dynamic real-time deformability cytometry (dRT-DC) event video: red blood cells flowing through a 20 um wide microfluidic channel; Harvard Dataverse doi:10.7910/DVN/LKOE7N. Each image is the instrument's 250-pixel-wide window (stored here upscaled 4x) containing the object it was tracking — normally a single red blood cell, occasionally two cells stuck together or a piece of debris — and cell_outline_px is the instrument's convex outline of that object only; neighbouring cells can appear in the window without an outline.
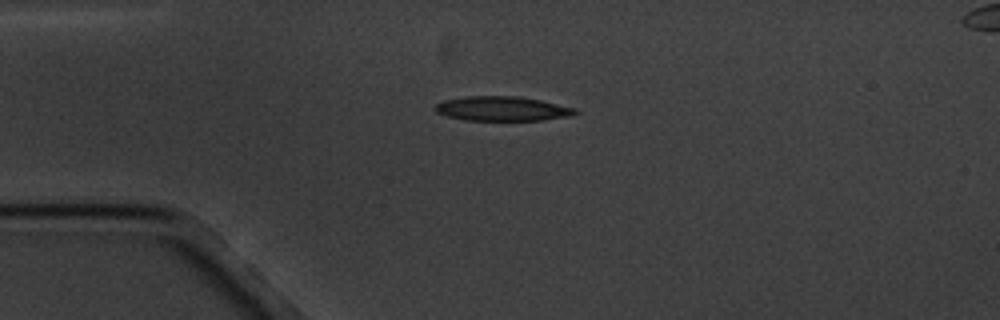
{"species": "common noctule bat (a hibernating species)", "species_latin": "Nyctalus noctula", "temperature_condition": "cold", "stored_images_in_passage": 4, "camera_frame_rate_fps": 3000, "um_per_image_px": 0.085, "animal": {"sex": "male", "body_mass_g": 20.1, "forearm_length_mm": 53.5}, "frame": {"image": 1, "passage_image": 3, "time_ms": 2.333, "image_size_px": [1000, 320], "cell_outline_px": [[580, 112], [572, 116], [544, 120], [464, 120], [448, 116], [436, 112], [432, 108], [436, 104], [444, 100], [464, 96], [520, 96], [540, 100], [576, 108]], "centroid_in_image_um": [42.71, 9.23], "position_along_channel_um": 42.3, "area_um2": 20.17}}